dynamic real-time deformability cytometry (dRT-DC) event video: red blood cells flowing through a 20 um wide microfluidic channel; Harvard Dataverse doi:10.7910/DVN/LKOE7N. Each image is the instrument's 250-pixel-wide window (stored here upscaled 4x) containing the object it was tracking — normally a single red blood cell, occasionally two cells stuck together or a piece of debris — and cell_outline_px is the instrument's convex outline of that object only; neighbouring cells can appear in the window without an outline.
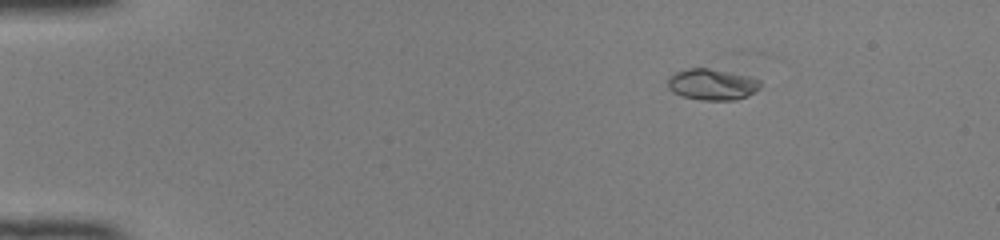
{"species": "common noctule bat (a hibernating species)", "species_latin": "Nyctalus noctula", "temperature_condition": "room temperature", "stored_images_in_passage": 44, "segment_of_instrument_passage": [1, 3], "camera_frame_rate_fps": 3000, "um_per_image_px": 0.085, "animal": {"sex": "female", "body_mass_g": 22.0, "forearm_length_mm": 56.7}, "frame": {"image": 1, "passage_image": 2, "time_ms": 0.333, "image_size_px": [1000, 240], "cell_outline_px": [[760, 88], [748, 96], [736, 100], [700, 100], [680, 96], [672, 92], [668, 88], [668, 76], [676, 72], [688, 68], [708, 68], [748, 76], [760, 80]], "centroid_in_image_um": [60.5, 7.19], "position_along_channel_um": 24.5, "area_um2": 16.94}}
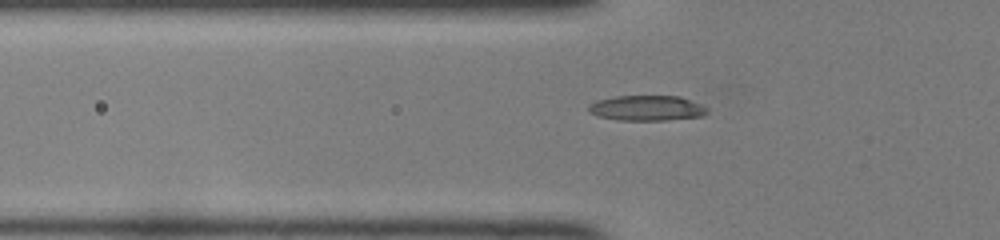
{"frame": {"image": 2, "passage_image": 12, "time_ms": 3.667, "image_size_px": [1000, 240], "cell_outline_px": [[708, 112], [704, 116], [664, 120], [616, 120], [596, 116], [588, 112], [588, 104], [596, 100], [616, 96], [680, 96], [704, 104], [708, 108]], "centroid_in_image_um": [54.99, 9.18], "position_along_channel_um": 70.8, "area_um2": 17.8}}